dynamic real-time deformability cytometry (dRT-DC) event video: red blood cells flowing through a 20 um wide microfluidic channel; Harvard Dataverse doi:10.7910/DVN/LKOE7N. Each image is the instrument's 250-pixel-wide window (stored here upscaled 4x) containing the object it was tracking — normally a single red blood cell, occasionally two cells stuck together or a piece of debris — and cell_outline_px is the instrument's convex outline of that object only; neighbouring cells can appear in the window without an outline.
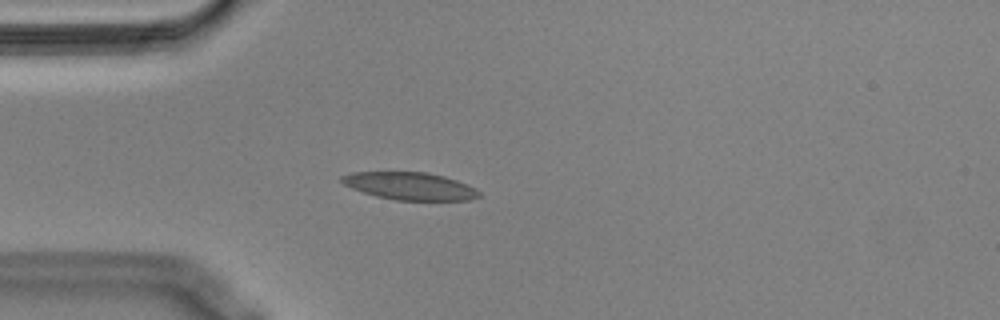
{"species": "Egyptian fruit bat (a non-hibernating species)", "species_latin": "Rousettus aegyptiacus", "temperature_condition": "cold", "stored_images_in_passage": 55, "camera_frame_rate_fps": 3000, "um_per_image_px": 0.085, "animal": {"sex": "male"}, "frame": {"image": 1, "passage_image": 14, "time_ms": 4.333, "image_size_px": [1000, 320], "cell_outline_px": [[480, 196], [468, 200], [396, 200], [376, 196], [352, 188], [344, 184], [340, 180], [340, 176], [352, 172], [428, 172], [444, 176], [468, 184], [476, 188], [480, 192]], "centroid_in_image_um": [34.85, 15.81], "position_along_channel_um": 50.1, "area_um2": 22.02}}
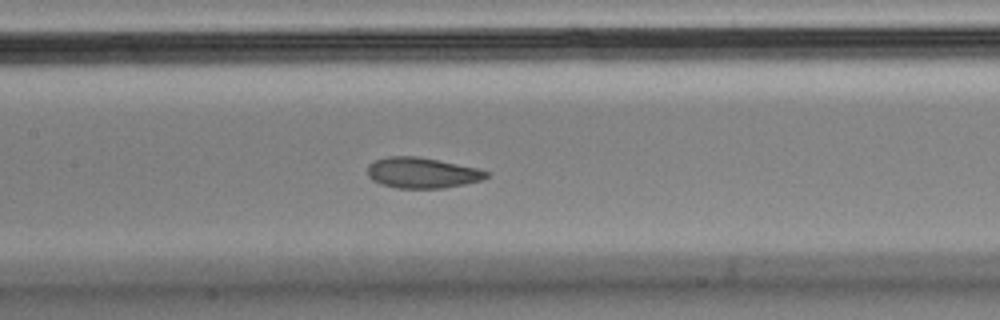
{"frame": {"image": 2, "passage_image": 25, "time_ms": 8.0, "image_size_px": [1000, 320], "cell_outline_px": [[492, 172], [488, 176], [480, 180], [464, 184], [444, 188], [396, 188], [380, 184], [372, 180], [368, 176], [368, 164], [376, 160], [388, 156], [416, 156], [480, 168]], "centroid_in_image_um": [35.89, 14.69], "position_along_channel_um": 171.5, "area_um2": 21.33}}
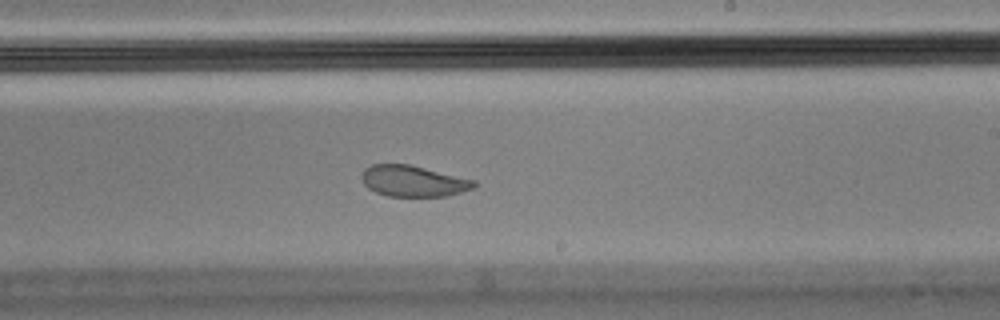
{"frame": {"image": 3, "passage_image": 32, "time_ms": 10.333, "image_size_px": [1000, 320], "cell_outline_px": [[476, 188], [444, 196], [388, 196], [376, 192], [368, 188], [364, 184], [360, 176], [364, 168], [372, 164], [408, 164], [476, 180]], "centroid_in_image_um": [35.11, 15.38], "position_along_channel_um": 253.9, "area_um2": 20.35}, "authors_computed_cell_mechanics": {"area_um2": 21.8484, "velocity_mm_per_s": 3.5479, "shape_relaxation_time_tau1_ms": null, "shape_relaxation_time_tau2_ms": 1.4564, "deformation_change_tau1": null, "deformation_change_tau2": 0.0498}}